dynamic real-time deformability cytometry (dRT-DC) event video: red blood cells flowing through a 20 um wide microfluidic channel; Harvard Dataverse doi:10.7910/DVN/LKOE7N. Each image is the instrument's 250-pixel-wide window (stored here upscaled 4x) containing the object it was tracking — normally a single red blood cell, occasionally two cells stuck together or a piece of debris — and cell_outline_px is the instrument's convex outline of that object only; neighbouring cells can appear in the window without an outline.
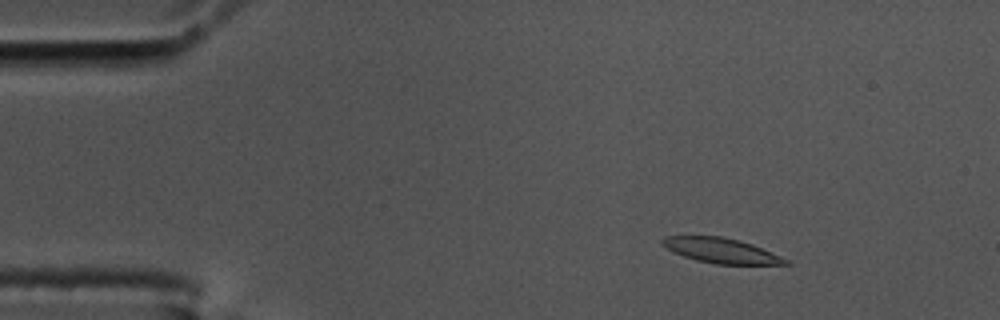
{"species": "common noctule bat (a hibernating species)", "species_latin": "Nyctalus noctula", "temperature_condition": "cold", "stored_images_in_passage": 56, "camera_frame_rate_fps": 3000, "um_per_image_px": 0.085, "animal": {"sex": "male", "body_mass_g": 17.5, "forearm_length_mm": 52.3}, "frame": {"image": 1, "passage_image": 8, "time_ms": 2.333, "image_size_px": [1000, 320], "cell_outline_px": [[792, 264], [716, 264], [696, 260], [684, 256], [660, 244], [660, 240], [664, 236], [724, 236], [740, 240], [752, 244], [792, 260]], "centroid_in_image_um": [61.35, 21.29], "position_along_channel_um": 23.6, "area_um2": 18.03}}
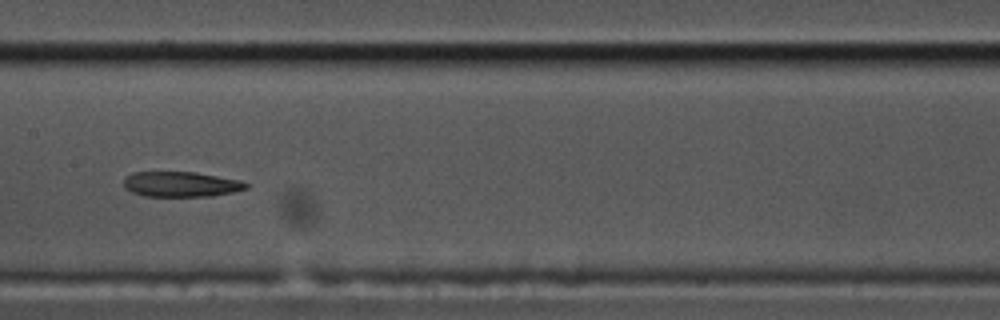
{"frame": {"image": 2, "passage_image": 28, "time_ms": 9.0, "image_size_px": [1000, 320], "cell_outline_px": [[248, 188], [232, 192], [212, 196], [144, 196], [132, 192], [124, 188], [124, 180], [132, 172], [196, 172], [240, 180], [248, 184]], "centroid_in_image_um": [15.38, 15.66], "position_along_channel_um": 192.0, "area_um2": 17.92}}
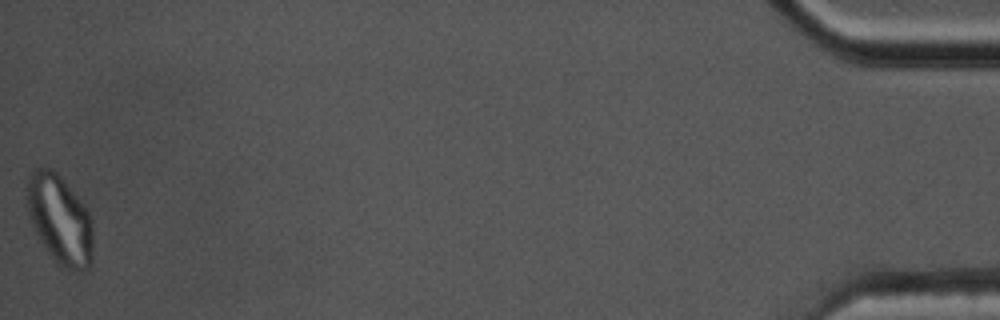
{"frame": {"image": 3, "passage_image": 56, "time_ms": 18.333, "image_size_px": [1000, 320], "cell_outline_px": [[92, 264], [84, 272], [76, 272], [64, 268], [56, 264], [48, 252], [36, 232], [32, 224], [28, 212], [24, 188], [24, 184], [28, 176], [36, 168], [52, 168], [60, 176], [84, 204], [92, 220]], "centroid_in_image_um": [5.07, 18.67], "position_along_channel_um": 430.1, "area_um2": 34.85}, "authors_computed_cell_mechanics": {"area_um2": 19.4208, "velocity_mm_per_s": 3.5976, "shape_relaxation_time_tau1_ms": null, "shape_relaxation_time_tau2_ms": 9.1324, "deformation_change_tau1": null, "deformation_change_tau2": 0.146}}